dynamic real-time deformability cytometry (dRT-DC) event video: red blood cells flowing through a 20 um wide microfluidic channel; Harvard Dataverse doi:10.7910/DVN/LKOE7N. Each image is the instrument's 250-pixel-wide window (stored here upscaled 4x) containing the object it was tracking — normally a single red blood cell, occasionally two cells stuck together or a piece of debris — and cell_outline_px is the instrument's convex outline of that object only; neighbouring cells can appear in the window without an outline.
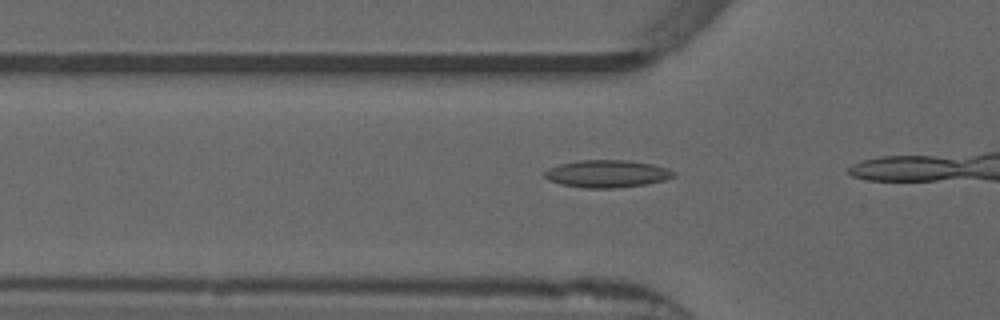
{"species": "common noctule bat (a hibernating species)", "species_latin": "Nyctalus noctula", "temperature_condition": "warm", "stored_images_in_passage": 13, "camera_frame_rate_fps": 3000, "um_per_image_px": 0.085, "animal": {"sex": "male", "forearm_length_mm": 52.5}, "frame": {"image": 1, "passage_image": 11, "time_ms": 3.333, "image_size_px": [1000, 320], "cell_outline_px": [[676, 176], [664, 180], [644, 184], [616, 188], [584, 188], [564, 184], [548, 180], [544, 176], [544, 172], [548, 168], [560, 164], [580, 160], [624, 160], [652, 164], [668, 168], [676, 172]], "centroid_in_image_um": [51.61, 14.76], "position_along_channel_um": 74.2, "area_um2": 20.52}}